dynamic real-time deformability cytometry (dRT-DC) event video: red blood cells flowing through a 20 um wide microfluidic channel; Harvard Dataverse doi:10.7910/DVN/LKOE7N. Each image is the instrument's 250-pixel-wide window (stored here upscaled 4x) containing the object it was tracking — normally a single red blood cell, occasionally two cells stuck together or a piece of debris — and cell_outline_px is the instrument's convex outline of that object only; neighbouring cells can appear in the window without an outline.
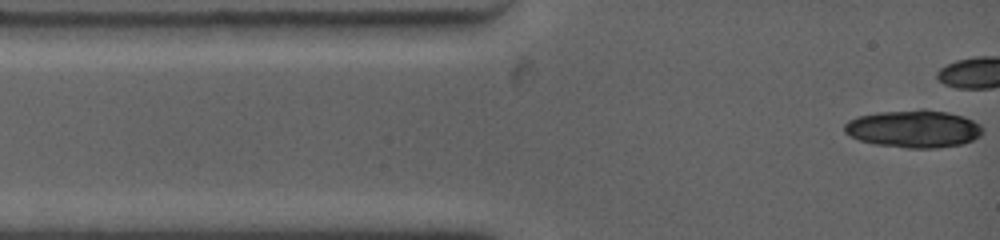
{"species": "common noctule bat (a hibernating species)", "species_latin": "Nyctalus noctula", "temperature_condition": "warm", "stored_images_in_passage": 7, "camera_frame_rate_fps": 4500, "um_per_image_px": 0.085, "animal": {"sex": "female", "body_mass_g": 19.0, "forearm_length_mm": 53.3}, "frame": {"image": 1, "passage_image": 1, "time_ms": 0.0, "image_size_px": [1000, 240], "cell_outline_px": [[980, 136], [964, 144], [936, 148], [904, 148], [876, 144], [860, 140], [844, 132], [844, 124], [848, 120], [856, 116], [880, 112], [920, 108], [924, 108], [948, 112], [964, 116], [980, 124]], "centroid_in_image_um": [77.65, 10.93], "position_along_channel_um": 7.3, "area_um2": 30.46}}